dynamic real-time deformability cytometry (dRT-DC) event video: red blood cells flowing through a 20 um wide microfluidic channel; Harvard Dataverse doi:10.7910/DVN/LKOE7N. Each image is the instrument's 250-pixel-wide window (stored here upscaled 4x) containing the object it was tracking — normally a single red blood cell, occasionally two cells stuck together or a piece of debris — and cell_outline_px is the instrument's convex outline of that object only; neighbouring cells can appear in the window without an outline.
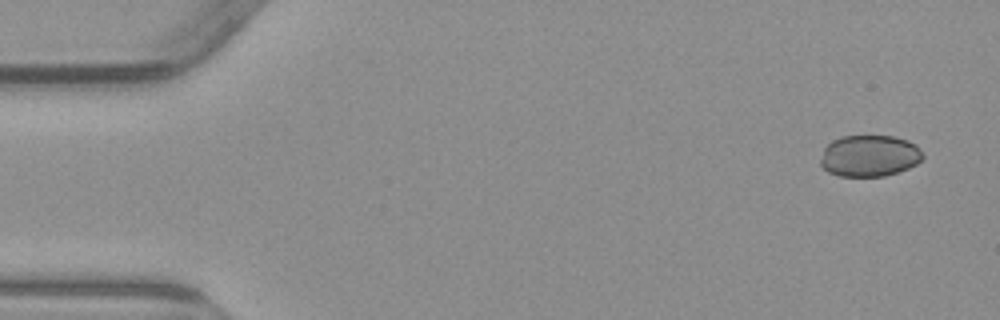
{"species": "common noctule bat (a hibernating species)", "species_latin": "Nyctalus noctula", "temperature_condition": "warm", "stored_images_in_passage": 6, "camera_frame_rate_fps": 3000, "um_per_image_px": 0.085, "animal": {"sex": "male", "body_mass_g": 23.1, "forearm_length_mm": 52.7}, "frame": {"image": 1, "passage_image": 1, "time_ms": 0.0, "image_size_px": [1000, 320], "cell_outline_px": [[924, 156], [916, 164], [908, 168], [884, 176], [840, 176], [828, 172], [820, 164], [820, 160], [824, 148], [832, 140], [840, 136], [892, 136], [908, 140], [916, 144]], "centroid_in_image_um": [73.89, 13.24], "position_along_channel_um": 11.1, "area_um2": 24.74}}
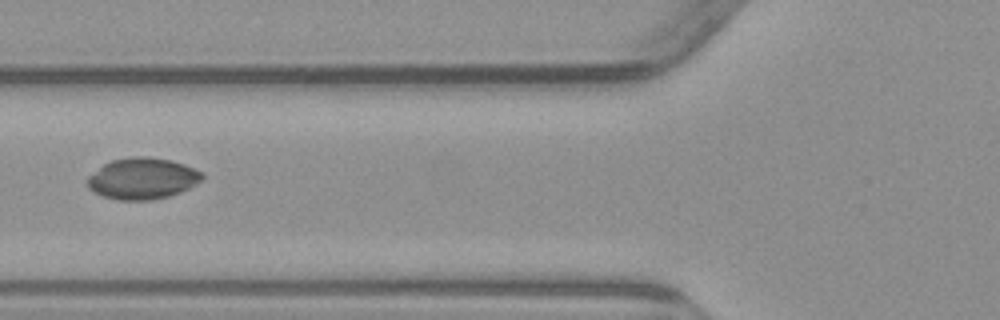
{"frame": {"image": 2, "passage_image": 6, "time_ms": 6.0, "image_size_px": [1000, 320], "cell_outline_px": [[204, 176], [196, 184], [180, 192], [168, 196], [152, 200], [120, 200], [104, 196], [88, 188], [88, 176], [104, 164], [112, 160], [132, 156], [148, 156], [172, 160], [184, 164], [204, 172]], "centroid_in_image_um": [12.13, 15.16], "position_along_channel_um": 113.7, "area_um2": 27.57}}